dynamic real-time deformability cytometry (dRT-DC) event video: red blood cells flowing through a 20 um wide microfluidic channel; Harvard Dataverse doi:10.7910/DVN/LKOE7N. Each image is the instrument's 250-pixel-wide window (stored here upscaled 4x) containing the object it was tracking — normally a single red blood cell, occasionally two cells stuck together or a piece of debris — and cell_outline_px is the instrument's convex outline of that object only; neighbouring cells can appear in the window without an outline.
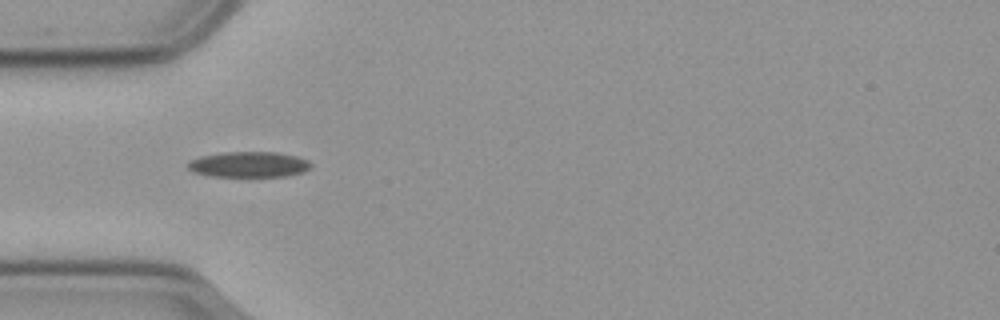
{"species": "common noctule bat (a hibernating species)", "species_latin": "Nyctalus noctula", "temperature_condition": "cold", "stored_images_in_passage": 56, "camera_frame_rate_fps": 3000, "um_per_image_px": 0.085, "animal": {"sex": "male", "body_mass_g": 23.1, "forearm_length_mm": 52.7}, "frame": {"image": 1, "passage_image": 17, "time_ms": 5.333, "image_size_px": [1000, 320], "cell_outline_px": [[312, 164], [304, 172], [284, 176], [212, 176], [196, 172], [188, 168], [188, 164], [192, 160], [204, 156], [224, 152], [276, 152], [296, 156], [308, 160]], "centroid_in_image_um": [21.21, 13.97], "position_along_channel_um": 63.8, "area_um2": 17.98}}
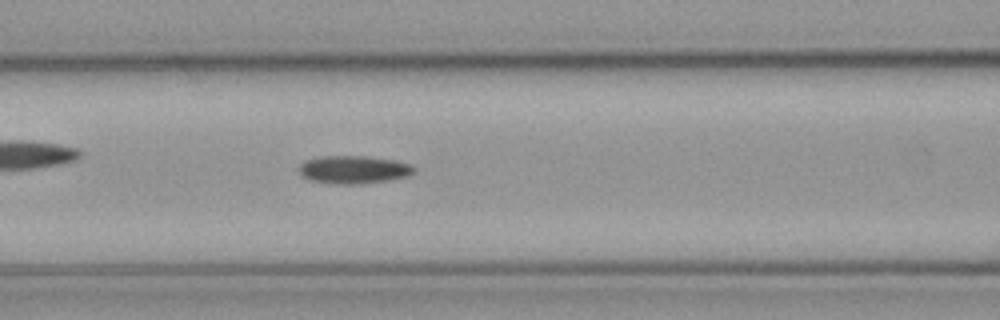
{"frame": {"image": 2, "passage_image": 23, "time_ms": 7.333, "image_size_px": [1000, 320], "cell_outline_px": [[416, 172], [408, 176], [388, 180], [356, 184], [336, 184], [308, 180], [300, 172], [300, 164], [304, 160], [320, 156], [360, 156], [392, 160], [408, 164], [416, 168]], "centroid_in_image_um": [30.04, 14.42], "position_along_channel_um": 136.6, "area_um2": 18.55}}
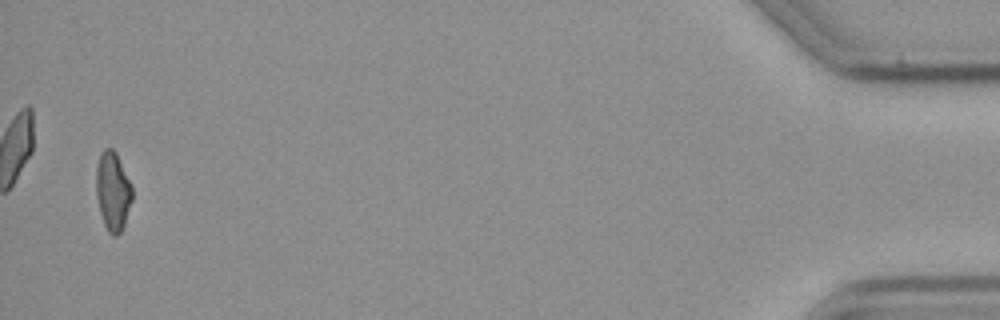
{"frame": {"image": 3, "passage_image": 55, "time_ms": 18.0, "image_size_px": [1000, 320], "cell_outline_px": [[132, 200], [124, 224], [120, 232], [116, 236], [112, 236], [108, 232], [104, 224], [100, 212], [96, 196], [96, 168], [100, 152], [104, 148], [112, 148], [116, 152], [132, 184]], "centroid_in_image_um": [9.58, 16.23], "position_along_channel_um": 425.6, "area_um2": 16.7}}